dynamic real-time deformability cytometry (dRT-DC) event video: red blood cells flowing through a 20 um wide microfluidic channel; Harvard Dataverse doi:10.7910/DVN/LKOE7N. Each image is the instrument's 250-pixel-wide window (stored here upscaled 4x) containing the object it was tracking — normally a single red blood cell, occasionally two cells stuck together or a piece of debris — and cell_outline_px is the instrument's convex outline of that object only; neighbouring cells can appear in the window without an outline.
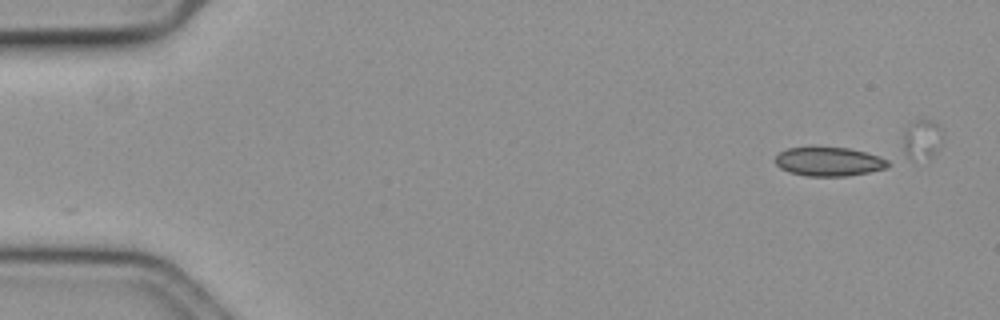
{"species": "common noctule bat (a hibernating species)", "species_latin": "Nyctalus noctula", "temperature_condition": "cold", "stored_images_in_passage": 47, "camera_frame_rate_fps": 3000, "um_per_image_px": 0.085, "animal": {"sex": "female", "body_mass_g": 19.3, "forearm_length_mm": 54.1}, "frame": {"image": 1, "passage_image": 1, "time_ms": 0.0, "image_size_px": [1000, 320], "cell_outline_px": [[888, 164], [884, 168], [868, 172], [844, 176], [808, 176], [792, 172], [780, 168], [776, 164], [776, 156], [780, 152], [788, 148], [848, 148], [880, 156], [888, 160]], "centroid_in_image_um": [70.45, 13.74], "position_along_channel_um": 14.5, "area_um2": 18.5}}
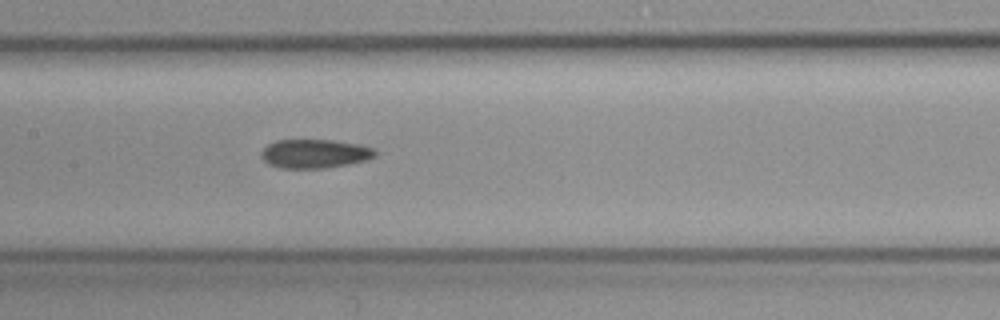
{"frame": {"image": 2, "passage_image": 25, "time_ms": 8.0, "image_size_px": [1000, 320], "cell_outline_px": [[376, 156], [364, 160], [348, 164], [324, 168], [280, 168], [268, 164], [260, 156], [260, 152], [268, 144], [276, 140], [332, 140], [360, 144], [372, 148], [376, 152]], "centroid_in_image_um": [26.72, 13.06], "position_along_channel_um": 180.7, "area_um2": 19.13}}
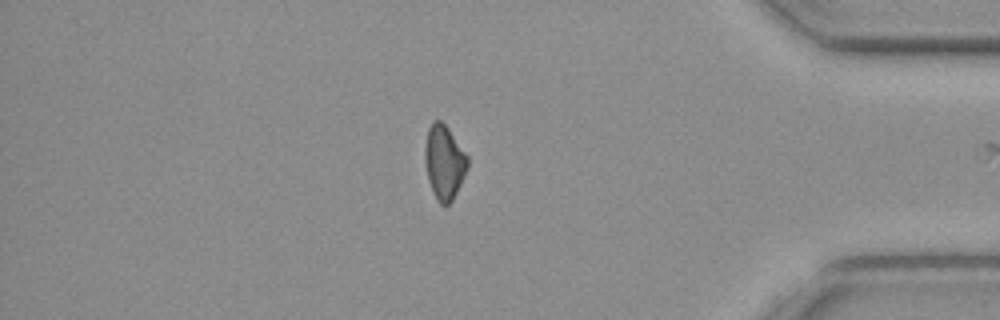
{"frame": {"image": 3, "passage_image": 46, "time_ms": 15.0, "image_size_px": [1000, 320], "cell_outline_px": [[468, 168], [452, 200], [444, 208], [436, 200], [432, 192], [428, 180], [424, 160], [424, 148], [428, 128], [432, 120], [440, 120], [448, 128], [468, 156]], "centroid_in_image_um": [37.73, 13.8], "position_along_channel_um": 397.5, "area_um2": 18.61}}